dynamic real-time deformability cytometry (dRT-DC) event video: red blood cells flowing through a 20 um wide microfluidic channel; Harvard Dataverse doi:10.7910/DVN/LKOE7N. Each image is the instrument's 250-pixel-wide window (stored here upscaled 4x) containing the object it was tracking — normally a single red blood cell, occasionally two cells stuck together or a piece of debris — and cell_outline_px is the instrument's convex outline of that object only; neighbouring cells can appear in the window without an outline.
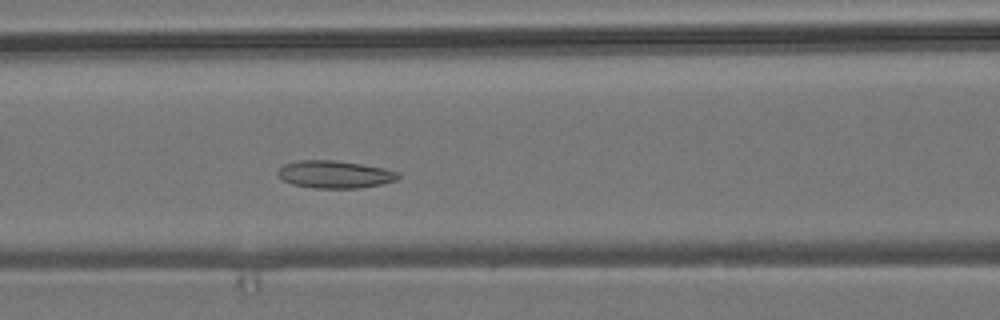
{"species": "common noctule bat (a hibernating species)", "species_latin": "Nyctalus noctula", "temperature_condition": "room temperature", "stored_images_in_passage": 42, "camera_frame_rate_fps": 3000, "um_per_image_px": 0.085, "animal": {"sex": "male", "body_mass_g": 19.2, "forearm_length_mm": 51.8}, "frame": {"image": 1, "passage_image": 14, "time_ms": 4.333, "image_size_px": [1000, 320], "cell_outline_px": [[400, 176], [396, 180], [380, 184], [360, 188], [312, 188], [292, 184], [284, 180], [276, 172], [284, 164], [300, 160], [336, 160], [384, 168], [400, 172]], "centroid_in_image_um": [28.47, 14.82], "position_along_channel_um": 138.1, "area_um2": 19.25}}
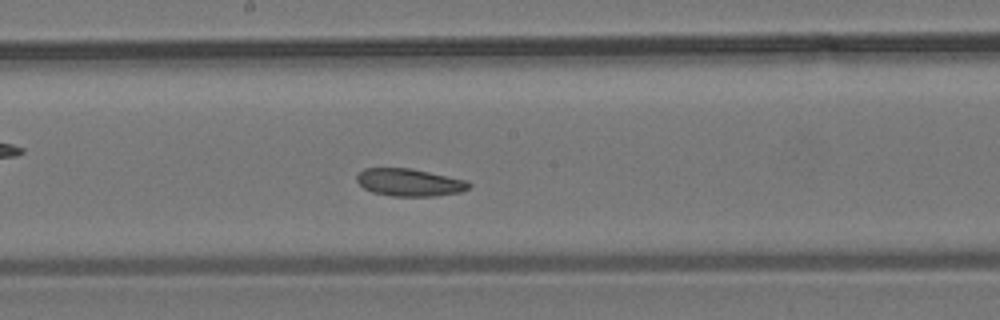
{"frame": {"image": 2, "passage_image": 20, "time_ms": 6.333, "image_size_px": [1000, 320], "cell_outline_px": [[472, 188], [460, 192], [436, 196], [392, 196], [372, 192], [364, 188], [356, 180], [356, 176], [364, 168], [412, 168], [464, 180], [472, 184]], "centroid_in_image_um": [34.81, 15.51], "position_along_channel_um": 213.4, "area_um2": 17.98}}
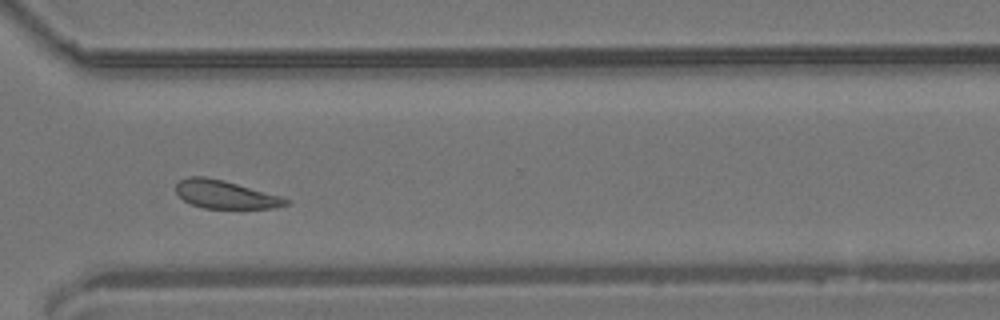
{"frame": {"image": 3, "passage_image": 31, "time_ms": 10.0, "image_size_px": [1000, 320], "cell_outline_px": [[292, 200], [288, 204], [276, 208], [204, 208], [192, 204], [184, 200], [176, 192], [176, 184], [180, 180], [188, 176], [204, 176], [224, 180], [280, 196]], "centroid_in_image_um": [19.16, 16.53], "position_along_channel_um": 351.4, "area_um2": 17.92}, "authors_computed_cell_mechanics": {"area_um2": 18.5249, "velocity_mm_per_s": 3.7685, "shape_relaxation_time_tau1_ms": null, "shape_relaxation_time_tau2_ms": 7.7177, "deformation_change_tau1": null, "deformation_change_tau2": 0.1588}}